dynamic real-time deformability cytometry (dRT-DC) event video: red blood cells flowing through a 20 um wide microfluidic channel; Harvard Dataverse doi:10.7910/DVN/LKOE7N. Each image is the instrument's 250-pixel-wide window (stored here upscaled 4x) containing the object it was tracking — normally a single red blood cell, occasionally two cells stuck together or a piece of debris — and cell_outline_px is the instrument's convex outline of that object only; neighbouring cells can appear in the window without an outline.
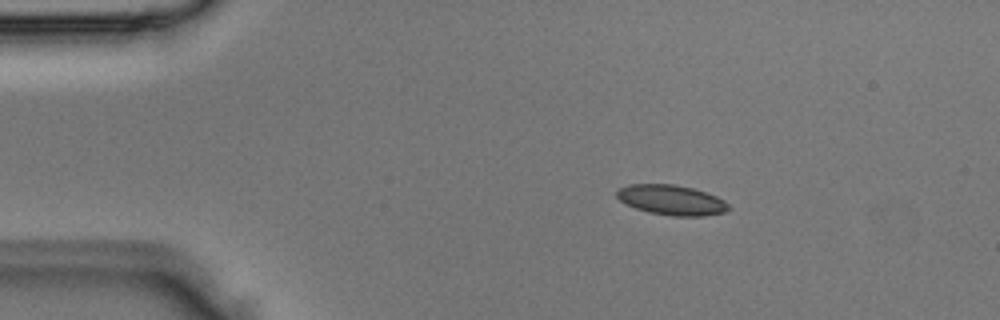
{"species": "Egyptian fruit bat (a non-hibernating species)", "species_latin": "Rousettus aegyptiacus", "temperature_condition": "room temperature", "stored_images_in_passage": 2, "camera_frame_rate_fps": 3000, "um_per_image_px": 0.085, "animal": {"sex": "male"}, "frame": {"image": 1, "passage_image": 1, "time_ms": 0.0, "image_size_px": [1000, 320], "cell_outline_px": [[732, 208], [724, 212], [704, 216], [672, 216], [648, 212], [636, 208], [620, 200], [616, 196], [616, 192], [620, 188], [628, 184], [672, 184], [692, 188], [716, 196], [724, 200]], "centroid_in_image_um": [57.09, 17.0], "position_along_channel_um": 27.9, "area_um2": 19.48}}
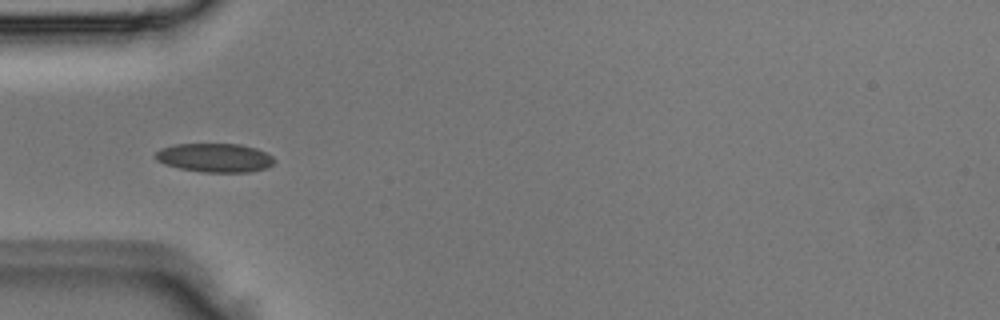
{"frame": {"image": 2, "passage_image": 2, "time_ms": 0.333, "image_size_px": [1000, 320], "cell_outline_px": [[276, 160], [272, 164], [264, 168], [248, 172], [204, 172], [180, 168], [164, 164], [156, 160], [156, 152], [160, 148], [172, 144], [240, 144], [256, 148], [272, 156]], "centroid_in_image_um": [18.23, 13.4], "position_along_channel_um": 66.8, "area_um2": 19.88}}